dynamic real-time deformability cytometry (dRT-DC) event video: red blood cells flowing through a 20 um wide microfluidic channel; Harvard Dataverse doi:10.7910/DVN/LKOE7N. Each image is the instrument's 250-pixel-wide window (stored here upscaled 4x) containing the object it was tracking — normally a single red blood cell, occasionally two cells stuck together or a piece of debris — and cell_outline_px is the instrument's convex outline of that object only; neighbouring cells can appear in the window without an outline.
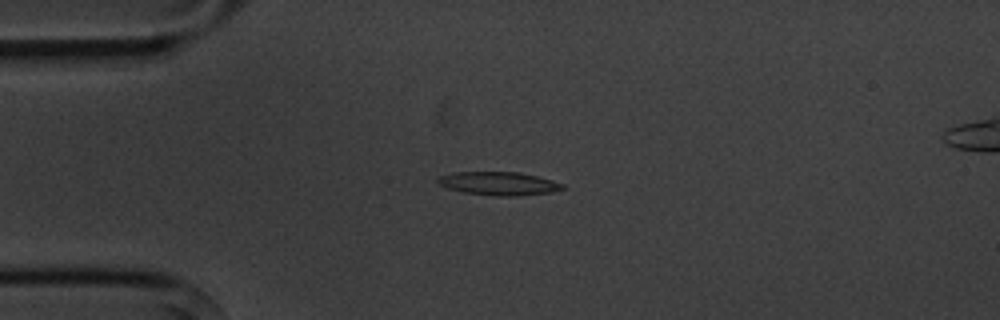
{"species": "common noctule bat (a hibernating species)", "species_latin": "Nyctalus noctula", "temperature_condition": "cold", "stored_images_in_passage": 7, "camera_frame_rate_fps": 3000, "um_per_image_px": 0.085, "animal": {"sex": "male", "body_mass_g": 20.1, "forearm_length_mm": 53.5}, "frame": {"image": 1, "passage_image": 1, "time_ms": 0.0, "image_size_px": [1000, 320], "cell_outline_px": [[564, 188], [552, 192], [512, 196], [496, 196], [464, 192], [448, 188], [440, 184], [436, 180], [440, 176], [452, 172], [520, 172], [552, 180], [564, 184]], "centroid_in_image_um": [42.4, 15.59], "position_along_channel_um": 42.6, "area_um2": 16.82}}
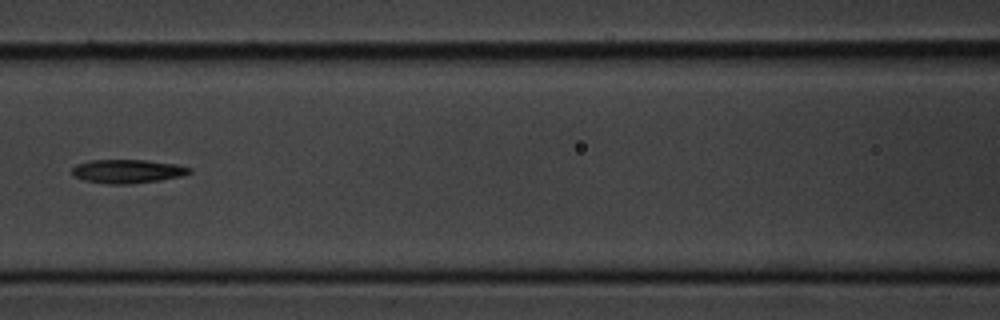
{"frame": {"image": 2, "passage_image": 4, "time_ms": 3.667, "image_size_px": [1000, 320], "cell_outline_px": [[192, 172], [180, 176], [160, 180], [128, 184], [108, 184], [84, 180], [72, 176], [72, 168], [76, 164], [88, 160], [144, 160], [176, 164], [192, 168]], "centroid_in_image_um": [10.8, 14.55], "position_along_channel_um": 155.8, "area_um2": 16.24}}
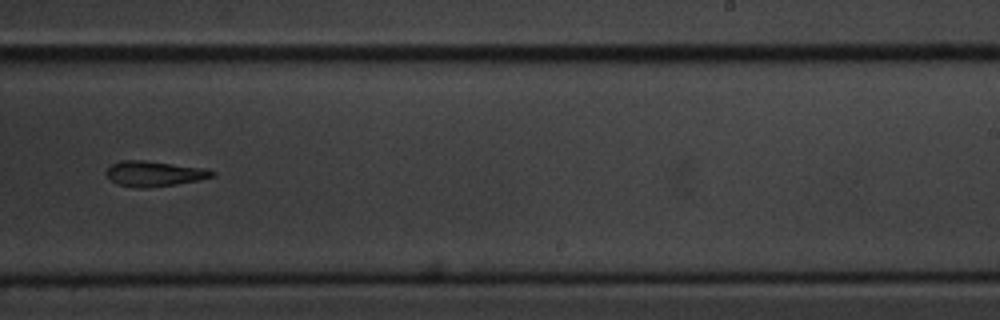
{"frame": {"image": 3, "passage_image": 7, "time_ms": 7.0, "image_size_px": [1000, 320], "cell_outline_px": [[216, 172], [212, 176], [200, 180], [176, 184], [140, 188], [132, 188], [116, 184], [108, 180], [104, 172], [112, 164], [120, 160], [140, 160], [204, 168]], "centroid_in_image_um": [13.02, 14.77], "position_along_channel_um": 276.0, "area_um2": 15.61}}